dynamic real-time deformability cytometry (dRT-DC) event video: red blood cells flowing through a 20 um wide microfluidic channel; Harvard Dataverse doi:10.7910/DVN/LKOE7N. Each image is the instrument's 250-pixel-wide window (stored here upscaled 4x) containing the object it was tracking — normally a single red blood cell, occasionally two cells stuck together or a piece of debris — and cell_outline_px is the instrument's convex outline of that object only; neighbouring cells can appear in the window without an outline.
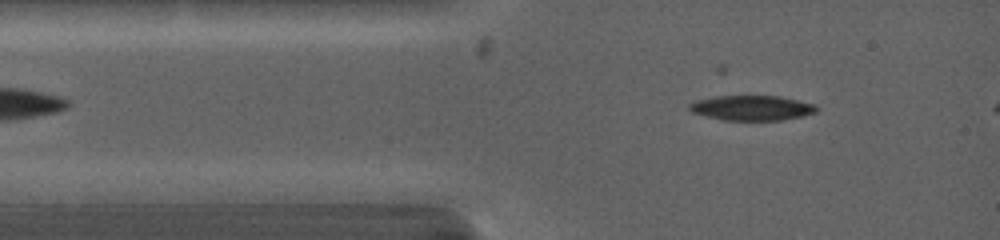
{"species": "common noctule bat (a hibernating species)", "species_latin": "Nyctalus noctula", "temperature_condition": "warm", "stored_images_in_passage": 11, "camera_frame_rate_fps": 5000, "um_per_image_px": 0.085, "animal": {"sex": "female", "body_mass_g": 19.0, "forearm_length_mm": 53.3}, "frame": {"image": 1, "passage_image": 2, "time_ms": 0.4, "image_size_px": [1000, 240], "cell_outline_px": [[820, 108], [816, 112], [784, 120], [724, 120], [692, 112], [688, 108], [688, 104], [696, 100], [716, 96], [780, 96], [816, 104]], "centroid_in_image_um": [63.93, 9.16], "position_along_channel_um": 21.1, "area_um2": 18.5}}
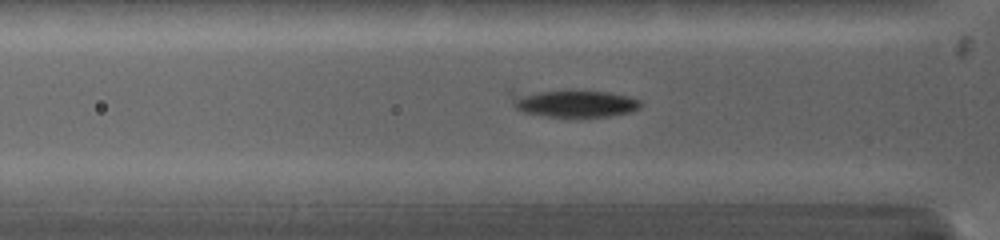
{"frame": {"image": 2, "passage_image": 7, "time_ms": 2.2, "image_size_px": [1000, 240], "cell_outline_px": [[644, 104], [640, 108], [632, 112], [608, 116], [548, 116], [524, 112], [516, 108], [512, 104], [508, 92], [568, 88], [608, 92], [628, 96], [640, 100]], "centroid_in_image_um": [48.75, 8.73], "position_along_channel_um": 77.1, "area_um2": 21.44}}
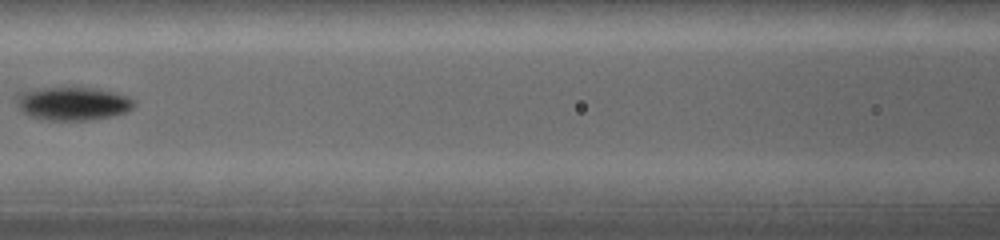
{"frame": {"image": 3, "passage_image": 10, "time_ms": 4.2, "image_size_px": [1000, 240], "cell_outline_px": [[136, 104], [132, 108], [124, 112], [112, 116], [92, 120], [44, 120], [28, 116], [20, 108], [12, 96], [12, 92], [36, 88], [72, 84], [96, 88], [116, 92], [128, 96]], "centroid_in_image_um": [6.09, 8.74], "position_along_channel_um": 160.5, "area_um2": 24.16}}